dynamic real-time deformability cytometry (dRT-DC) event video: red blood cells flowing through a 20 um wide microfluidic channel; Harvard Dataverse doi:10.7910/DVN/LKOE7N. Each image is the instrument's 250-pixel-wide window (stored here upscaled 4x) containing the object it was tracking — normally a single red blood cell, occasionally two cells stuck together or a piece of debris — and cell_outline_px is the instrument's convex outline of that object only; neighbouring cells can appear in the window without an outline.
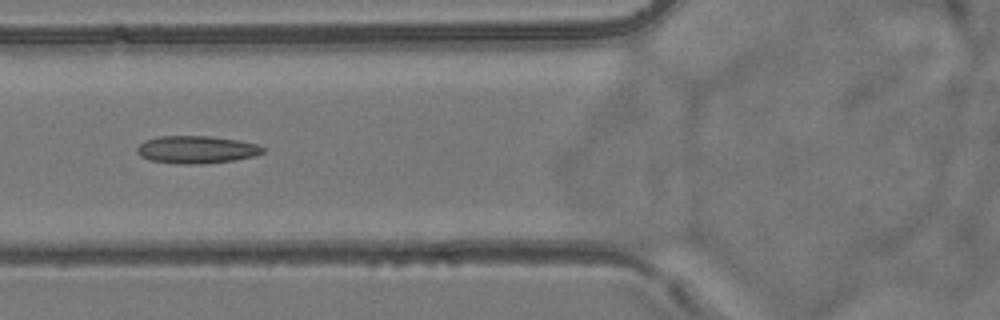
{"species": "common noctule bat (a hibernating species)", "species_latin": "Nyctalus noctula", "temperature_condition": "room temperature", "stored_images_in_passage": 6, "camera_frame_rate_fps": 3000, "um_per_image_px": 0.085, "animal": {"sex": "female", "body_mass_g": 24.6, "forearm_length_mm": 56.2}, "frame": {"image": 1, "passage_image": 6, "time_ms": 5.667, "image_size_px": [1000, 320], "cell_outline_px": [[264, 152], [256, 156], [232, 160], [200, 164], [180, 164], [148, 160], [140, 156], [136, 152], [136, 148], [144, 140], [156, 136], [208, 136], [240, 140], [260, 144], [264, 148]], "centroid_in_image_um": [16.69, 12.71], "position_along_channel_um": 109.1, "area_um2": 20.46}}